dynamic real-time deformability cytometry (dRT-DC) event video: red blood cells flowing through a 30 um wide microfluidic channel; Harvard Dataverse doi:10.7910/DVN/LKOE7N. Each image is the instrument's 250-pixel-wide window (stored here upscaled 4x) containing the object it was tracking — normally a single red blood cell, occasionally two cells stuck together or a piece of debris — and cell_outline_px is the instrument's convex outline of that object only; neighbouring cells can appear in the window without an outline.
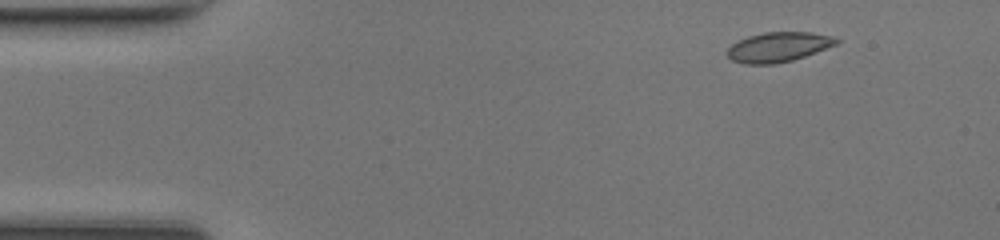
{"species": "common noctule bat (a hibernating species)", "species_latin": "Nyctalus noctula", "temperature_condition": "room temperature", "stored_images_in_passage": 44, "camera_frame_rate_fps": 3000, "um_per_image_px": 0.085, "animal": {"sex": "female", "body_mass_g": 17.0, "forearm_length_mm": 48.0}, "frame": {"image": 1, "passage_image": 1, "time_ms": 0.0, "image_size_px": [1000, 240], "cell_outline_px": [[840, 40], [836, 44], [816, 52], [792, 60], [776, 64], [744, 64], [732, 60], [728, 56], [728, 48], [736, 40], [748, 36], [764, 32], [812, 32], [836, 36]], "centroid_in_image_um": [66.17, 3.98], "position_along_channel_um": 18.8, "area_um2": 19.02}}
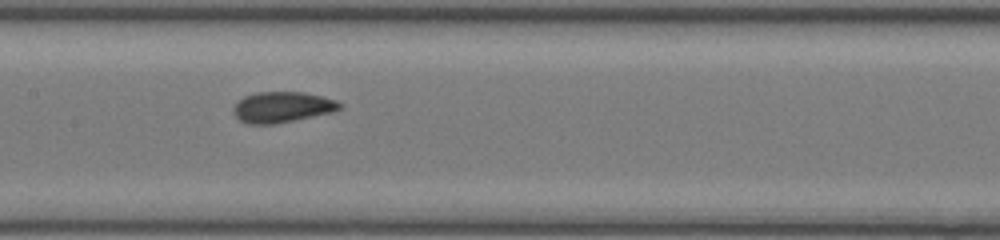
{"frame": {"image": 2, "passage_image": 19, "time_ms": 6.0, "image_size_px": [1000, 240], "cell_outline_px": [[344, 108], [332, 112], [276, 124], [248, 124], [240, 120], [232, 112], [232, 108], [244, 96], [256, 92], [304, 92], [336, 100], [344, 104]], "centroid_in_image_um": [24.01, 9.11], "position_along_channel_um": 183.4, "area_um2": 19.13}}
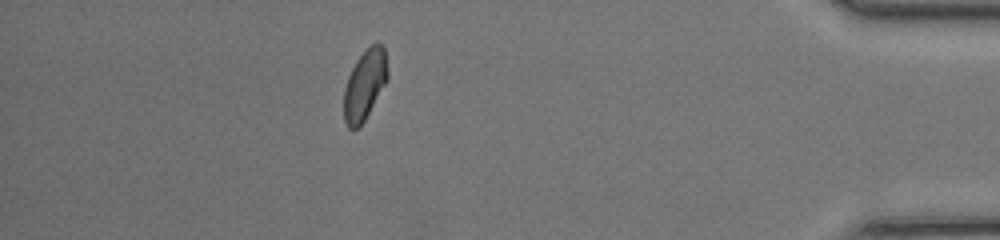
{"frame": {"image": 3, "passage_image": 38, "time_ms": 12.333, "image_size_px": [1000, 240], "cell_outline_px": [[388, 80], [364, 120], [356, 128], [348, 128], [344, 120], [344, 88], [348, 76], [356, 60], [376, 40], [380, 40], [384, 48], [388, 72]], "centroid_in_image_um": [31.01, 7.16], "position_along_channel_um": 404.2, "area_um2": 17.8}, "authors_computed_cell_mechanics": {"area_um2": 18.6405, "velocity_mm_per_s": 4.2996, "shape_relaxation_time_tau1_ms": 4.2664, "shape_relaxation_time_tau2_ms": 0.911, "deformation_change_tau1": 0.0947, "deformation_change_tau2": 0.0271}}